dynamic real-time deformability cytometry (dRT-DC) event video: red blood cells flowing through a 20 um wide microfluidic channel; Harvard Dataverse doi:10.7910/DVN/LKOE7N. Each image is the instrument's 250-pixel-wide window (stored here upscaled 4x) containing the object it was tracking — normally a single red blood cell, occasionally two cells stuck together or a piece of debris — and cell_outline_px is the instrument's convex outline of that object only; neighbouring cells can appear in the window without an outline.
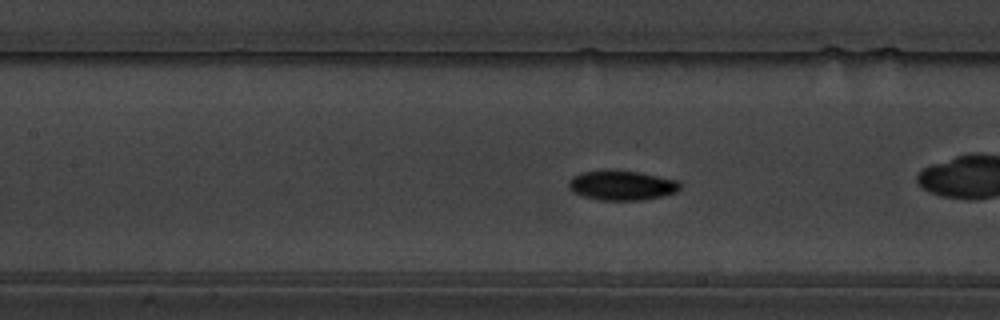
{"species": "common noctule bat (a hibernating species)", "species_latin": "Nyctalus noctula", "temperature_condition": "warm", "stored_images_in_passage": 46, "camera_frame_rate_fps": 3000, "um_per_image_px": 0.085, "animal": {"sex": "male", "body_mass_g": 19.5, "forearm_length_mm": 54.6}, "frame": {"image": 1, "passage_image": 20, "time_ms": 6.333, "image_size_px": [1000, 320], "cell_outline_px": [[680, 188], [676, 192], [660, 196], [640, 200], [600, 200], [584, 196], [572, 192], [568, 188], [568, 180], [572, 176], [580, 172], [604, 168], [636, 172], [676, 180], [680, 184]], "centroid_in_image_um": [52.75, 15.73], "position_along_channel_um": 154.7, "area_um2": 19.42}}
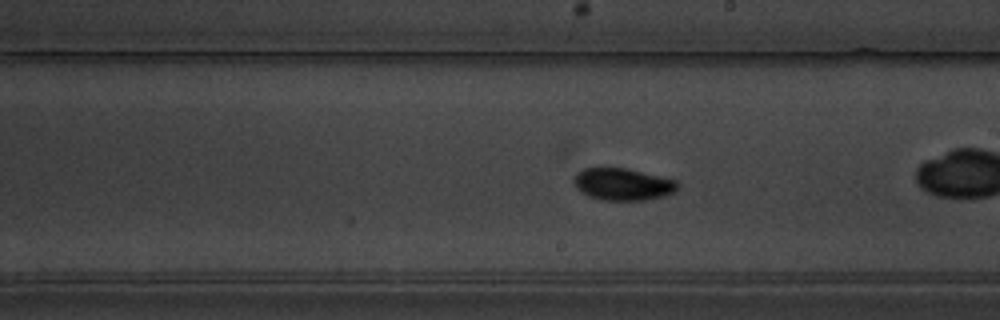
{"frame": {"image": 2, "passage_image": 27, "time_ms": 8.667, "image_size_px": [1000, 320], "cell_outline_px": [[680, 188], [676, 192], [664, 196], [648, 200], [600, 200], [588, 196], [580, 192], [572, 184], [572, 176], [576, 172], [584, 168], [600, 164], [628, 168], [676, 180], [680, 184]], "centroid_in_image_um": [52.87, 15.62], "position_along_channel_um": 236.1, "area_um2": 20.58}}